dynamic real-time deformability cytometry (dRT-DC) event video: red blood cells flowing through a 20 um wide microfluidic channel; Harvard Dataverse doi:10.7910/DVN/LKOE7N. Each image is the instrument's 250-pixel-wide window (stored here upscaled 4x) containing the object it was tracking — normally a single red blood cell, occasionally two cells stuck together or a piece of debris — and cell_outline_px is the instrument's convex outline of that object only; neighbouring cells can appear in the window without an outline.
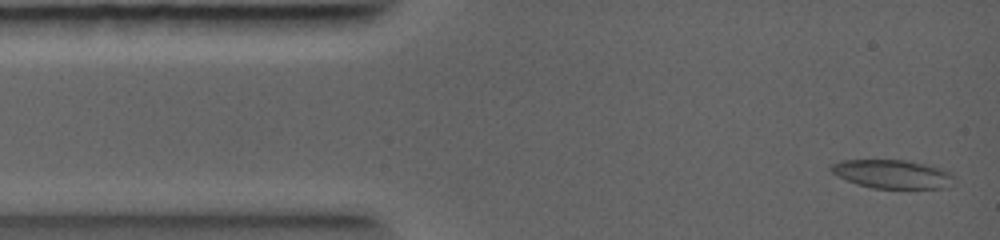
{"species": "common noctule bat (a hibernating species)", "species_latin": "Nyctalus noctula", "temperature_condition": "warm", "stored_images_in_passage": 22, "camera_frame_rate_fps": 5000, "um_per_image_px": 0.085, "animal": {"sex": "female", "body_mass_g": 19.0, "forearm_length_mm": 56.7}, "frame": {"image": 1, "passage_image": 1, "time_ms": 0.0, "image_size_px": [1000, 240], "cell_outline_px": [[940, 172], [932, 188], [872, 188], [848, 180], [840, 176], [832, 168], [836, 164], [848, 160], [896, 160], [932, 168]], "centroid_in_image_um": [75.41, 14.78], "position_along_channel_um": 9.6, "area_um2": 17.22}}
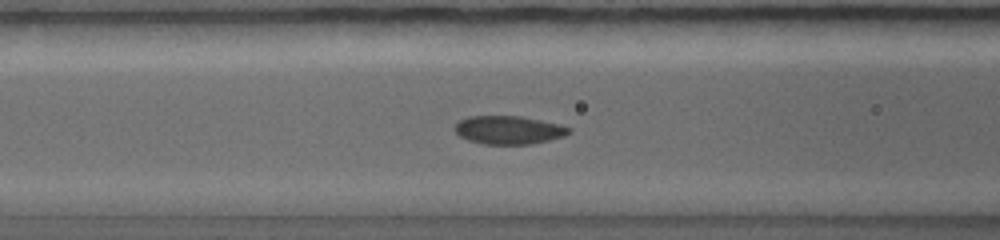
{"frame": {"image": 2, "passage_image": 8, "time_ms": 3.0, "image_size_px": [1000, 240], "cell_outline_px": [[568, 132], [560, 136], [532, 144], [484, 144], [460, 136], [456, 132], [456, 124], [460, 120], [472, 116], [516, 116], [552, 124], [568, 128]], "centroid_in_image_um": [43.12, 11.06], "position_along_channel_um": 123.5, "area_um2": 17.74}}
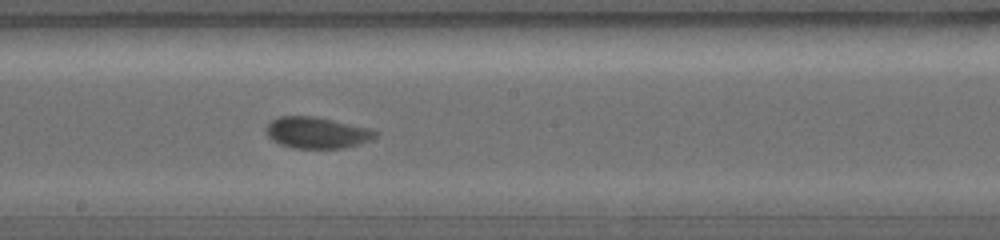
{"frame": {"image": 3, "passage_image": 12, "time_ms": 4.6, "image_size_px": [1000, 240], "cell_outline_px": [[372, 136], [352, 144], [340, 148], [292, 148], [276, 140], [268, 132], [268, 124], [272, 120], [280, 116], [308, 116], [328, 120], [360, 128], [372, 132]], "centroid_in_image_um": [26.75, 11.28], "position_along_channel_um": 221.5, "area_um2": 17.92}}